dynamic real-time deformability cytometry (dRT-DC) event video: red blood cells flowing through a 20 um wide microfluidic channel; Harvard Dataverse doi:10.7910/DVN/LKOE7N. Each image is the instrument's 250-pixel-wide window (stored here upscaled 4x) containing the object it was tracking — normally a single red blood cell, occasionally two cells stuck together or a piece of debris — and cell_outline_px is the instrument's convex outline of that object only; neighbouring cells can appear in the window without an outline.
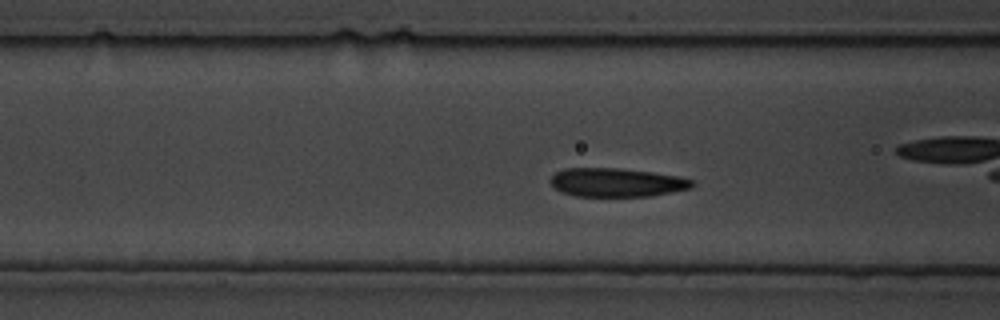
{"species": "common noctule bat (a hibernating species)", "species_latin": "Nyctalus noctula", "temperature_condition": "cold", "stored_images_in_passage": 86, "camera_frame_rate_fps": 3000, "um_per_image_px": 0.085, "animal": {"sex": "male", "body_mass_g": 19.5, "forearm_length_mm": 54.6}, "frame": {"image": 1, "passage_image": 13, "time_ms": 4.0, "image_size_px": [1000, 320], "cell_outline_px": [[696, 184], [692, 188], [648, 196], [576, 196], [560, 192], [548, 180], [556, 172], [564, 168], [620, 168], [652, 172], [680, 176], [696, 180]], "centroid_in_image_um": [52.45, 15.5], "position_along_channel_um": 114.2, "area_um2": 23.87}}